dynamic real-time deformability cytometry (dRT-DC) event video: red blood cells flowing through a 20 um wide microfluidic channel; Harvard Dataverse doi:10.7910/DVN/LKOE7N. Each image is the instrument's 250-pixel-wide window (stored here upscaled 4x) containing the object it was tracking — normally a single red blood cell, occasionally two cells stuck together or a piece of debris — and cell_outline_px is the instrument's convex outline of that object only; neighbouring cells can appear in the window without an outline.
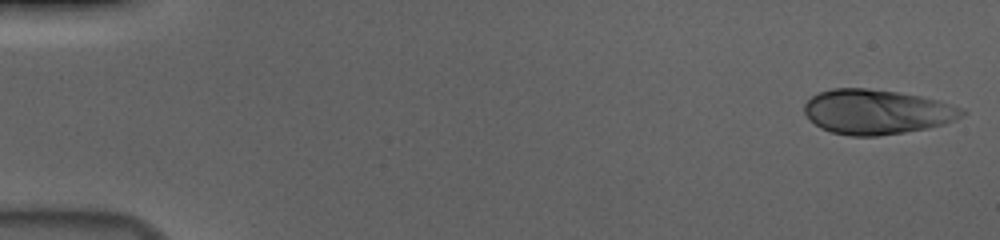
{"species": "human", "species_latin": "Homo sapiens", "temperature_condition": "cold", "stored_images_in_passage": 55, "camera_frame_rate_fps": 3000, "um_per_image_px": 0.085, "donor": {"sex": "male"}, "frame": {"image": 1, "passage_image": 1, "time_ms": 0.0, "image_size_px": [1000, 240], "cell_outline_px": [[968, 112], [964, 116], [956, 120], [944, 124], [928, 128], [904, 132], [876, 136], [852, 136], [832, 132], [820, 128], [804, 112], [804, 104], [812, 96], [820, 92], [832, 88], [868, 88], [896, 92], [920, 96], [940, 100], [964, 108]], "centroid_in_image_um": [74.58, 9.5], "position_along_channel_um": 10.4, "area_um2": 41.21}}
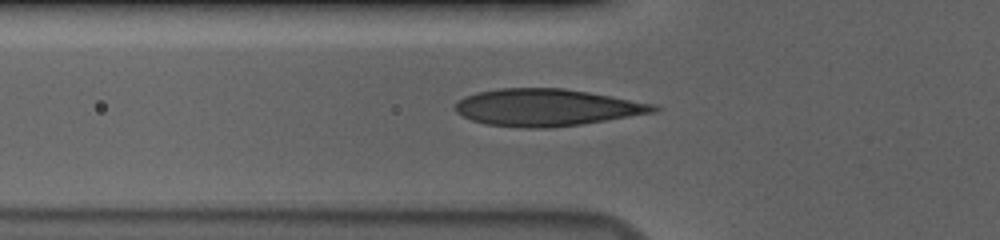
{"frame": {"image": 2, "passage_image": 19, "time_ms": 6.0, "image_size_px": [1000, 240], "cell_outline_px": [[660, 108], [656, 112], [584, 124], [548, 128], [520, 128], [484, 124], [472, 120], [456, 112], [456, 104], [464, 96], [476, 92], [500, 88], [564, 88], [588, 92], [656, 104]], "centroid_in_image_um": [46.48, 9.14], "position_along_channel_um": 79.3, "area_um2": 42.95}}
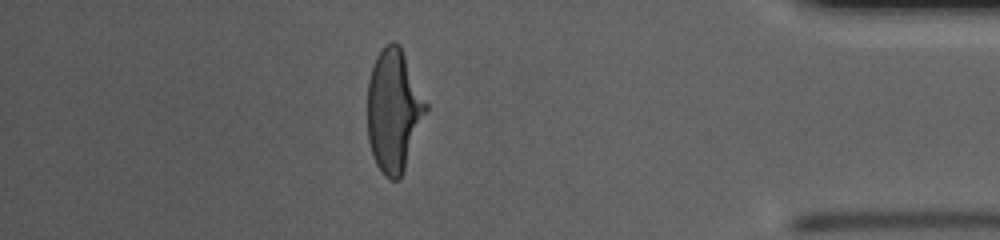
{"frame": {"image": 3, "passage_image": 48, "time_ms": 15.667, "image_size_px": [1000, 240], "cell_outline_px": [[428, 108], [400, 180], [388, 180], [384, 176], [376, 164], [368, 140], [368, 80], [376, 56], [392, 40], [396, 40], [400, 44], [428, 104]], "centroid_in_image_um": [33.47, 9.39], "position_along_channel_um": 401.7, "area_um2": 41.67}, "authors_computed_cell_mechanics": {"area_um2": 41.8472, "velocity_mm_per_s": 3.7038, "shape_relaxation_time_tau1_ms": 4.0939, "shape_relaxation_time_tau2_ms": null, "deformation_change_tau1": 0.1887, "deformation_change_tau2": null}}